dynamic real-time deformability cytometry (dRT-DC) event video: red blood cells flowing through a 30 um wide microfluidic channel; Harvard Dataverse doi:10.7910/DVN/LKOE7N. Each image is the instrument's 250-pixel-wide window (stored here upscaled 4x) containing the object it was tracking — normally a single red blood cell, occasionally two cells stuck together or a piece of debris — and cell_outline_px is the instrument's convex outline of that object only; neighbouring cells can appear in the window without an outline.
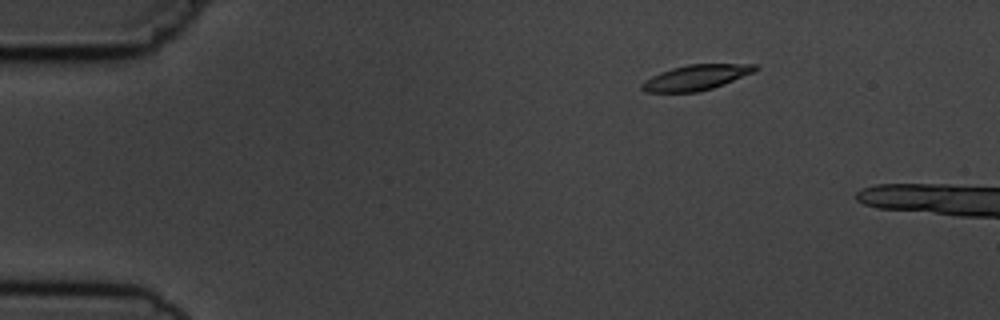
{"species": "common noctule bat (a hibernating species)", "species_latin": "Nyctalus noctula", "temperature_condition": "cold", "stored_images_in_passage": 4, "camera_frame_rate_fps": 3000, "um_per_image_px": 0.085, "animal": {"sex": "male", "body_mass_g": 19.5, "forearm_length_mm": 54.6}, "frame": {"image": 1, "passage_image": 2, "time_ms": 2.0, "image_size_px": [1000, 320], "cell_outline_px": [[760, 68], [756, 72], [724, 84], [700, 92], [644, 92], [640, 88], [640, 84], [652, 76], [660, 72], [672, 68], [688, 64], [756, 64]], "centroid_in_image_um": [59.2, 6.58], "position_along_channel_um": 25.8, "area_um2": 16.88}}